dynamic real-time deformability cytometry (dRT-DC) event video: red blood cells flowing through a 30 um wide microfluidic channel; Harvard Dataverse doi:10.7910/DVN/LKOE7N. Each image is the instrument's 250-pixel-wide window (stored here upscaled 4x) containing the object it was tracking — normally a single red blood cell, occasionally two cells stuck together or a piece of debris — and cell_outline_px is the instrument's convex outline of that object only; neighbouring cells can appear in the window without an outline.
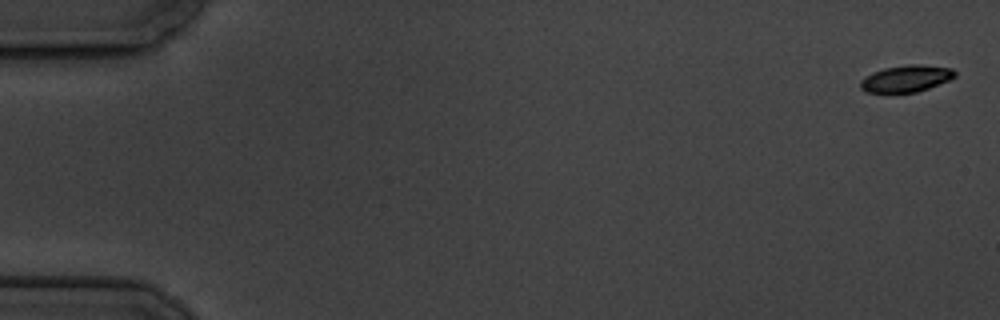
{"species": "common noctule bat (a hibernating species)", "species_latin": "Nyctalus noctula", "temperature_condition": "cold", "stored_images_in_passage": 5, "camera_frame_rate_fps": 3000, "um_per_image_px": 0.085, "animal": {"sex": "male", "body_mass_g": 19.5, "forearm_length_mm": 54.6}, "frame": {"image": 1, "passage_image": 1, "time_ms": 0.0, "image_size_px": [1000, 320], "cell_outline_px": [[956, 76], [948, 80], [928, 88], [916, 92], [868, 92], [860, 88], [860, 80], [864, 76], [872, 72], [884, 68], [908, 64], [920, 64], [952, 68], [956, 72]], "centroid_in_image_um": [77.01, 6.66], "position_along_channel_um": 8.0, "area_um2": 14.68}}
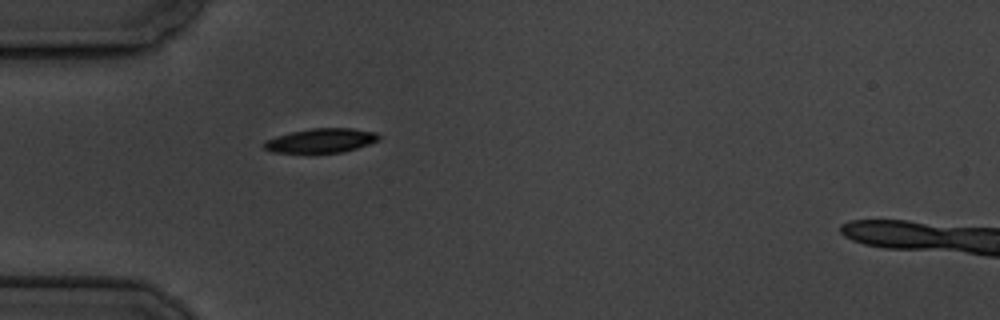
{"frame": {"image": 2, "passage_image": 5, "time_ms": 5.667, "image_size_px": [1000, 320], "cell_outline_px": [[380, 140], [344, 152], [272, 152], [264, 148], [260, 144], [264, 140], [276, 136], [292, 132], [312, 128], [352, 128], [376, 132], [380, 136]], "centroid_in_image_um": [27.27, 11.94], "position_along_channel_um": 57.7, "area_um2": 16.18}}